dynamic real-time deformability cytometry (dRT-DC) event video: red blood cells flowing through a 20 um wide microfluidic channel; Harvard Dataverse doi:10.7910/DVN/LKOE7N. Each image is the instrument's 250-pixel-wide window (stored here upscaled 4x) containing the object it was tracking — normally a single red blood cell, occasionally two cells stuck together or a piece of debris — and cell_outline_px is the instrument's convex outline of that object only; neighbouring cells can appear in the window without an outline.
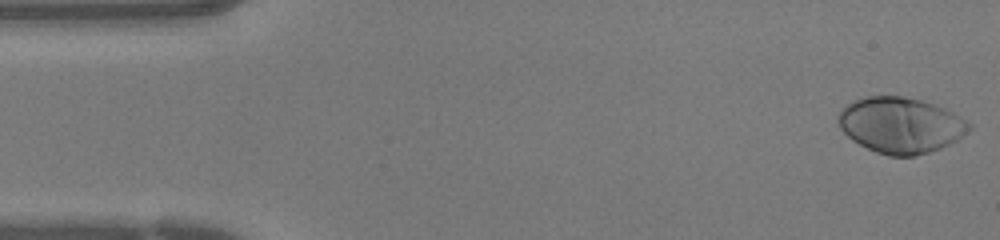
{"species": "human", "species_latin": "Homo sapiens", "temperature_condition": "warm", "stored_images_in_passage": 43, "camera_frame_rate_fps": 3000, "um_per_image_px": 0.085, "donor": {"sex": "female"}, "frame": {"image": 1, "passage_image": 1, "time_ms": 0.0, "image_size_px": [1000, 240], "cell_outline_px": [[972, 128], [956, 140], [940, 148], [916, 156], [888, 156], [876, 152], [852, 140], [840, 128], [836, 120], [836, 116], [840, 108], [852, 100], [864, 96], [904, 96], [936, 104], [968, 120], [972, 124]], "centroid_in_image_um": [76.52, 10.62], "position_along_channel_um": 8.5, "area_um2": 42.89}}
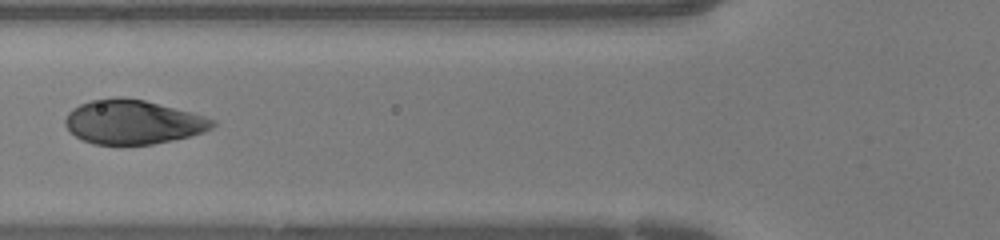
{"frame": {"image": 2, "passage_image": 16, "time_ms": 5.0, "image_size_px": [1000, 240], "cell_outline_px": [[216, 124], [212, 128], [204, 132], [172, 140], [152, 144], [92, 144], [76, 136], [64, 124], [64, 120], [68, 112], [72, 108], [80, 104], [92, 100], [112, 96], [124, 96], [144, 100], [204, 116], [216, 120]], "centroid_in_image_um": [11.28, 10.36], "position_along_channel_um": 114.5, "area_um2": 37.8}}
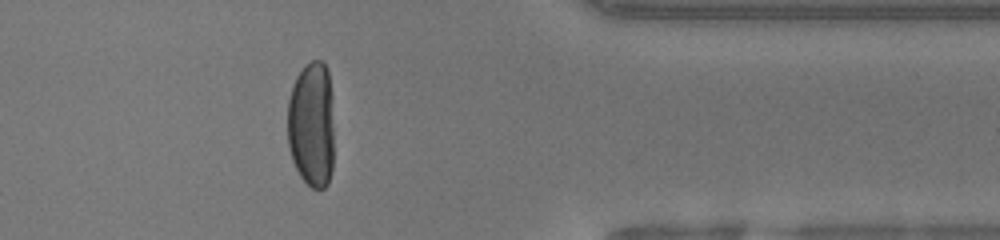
{"frame": {"image": 3, "passage_image": 35, "time_ms": 11.333, "image_size_px": [1000, 240], "cell_outline_px": [[332, 168], [328, 184], [324, 188], [312, 188], [300, 176], [292, 160], [288, 144], [288, 100], [296, 76], [312, 60], [324, 60], [328, 72], [332, 96]], "centroid_in_image_um": [26.48, 10.58], "position_along_channel_um": 384.9, "area_um2": 34.16}}